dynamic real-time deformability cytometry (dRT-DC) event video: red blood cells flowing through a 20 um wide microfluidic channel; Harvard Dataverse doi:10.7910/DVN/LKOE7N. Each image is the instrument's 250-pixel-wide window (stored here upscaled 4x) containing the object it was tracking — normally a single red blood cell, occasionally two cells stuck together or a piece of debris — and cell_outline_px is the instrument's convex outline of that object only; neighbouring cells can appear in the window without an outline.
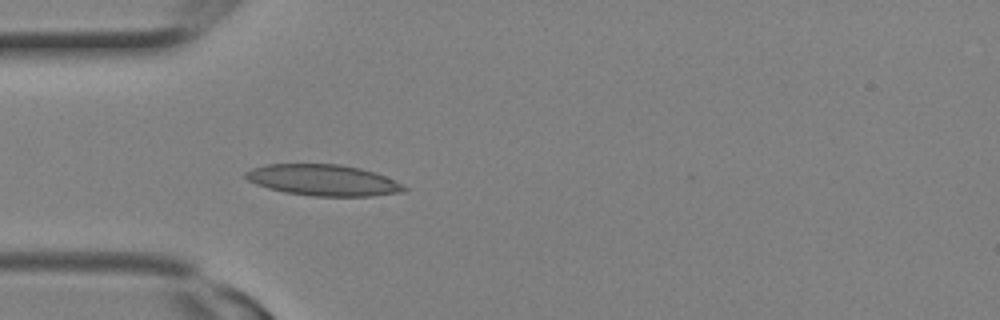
{"species": "Egyptian fruit bat (a non-hibernating species)", "species_latin": "Rousettus aegyptiacus", "temperature_condition": "room temperature", "stored_images_in_passage": 2, "camera_frame_rate_fps": 3000, "um_per_image_px": 0.085, "animal": {"sex": "female"}, "frame": {"image": 1, "passage_image": 2, "time_ms": 0.333, "image_size_px": [1000, 320], "cell_outline_px": [[408, 188], [404, 192], [372, 196], [312, 196], [284, 192], [268, 188], [256, 184], [248, 180], [244, 176], [244, 172], [252, 168], [268, 164], [340, 164], [360, 168], [384, 176]], "centroid_in_image_um": [27.43, 15.31], "position_along_channel_um": 57.6, "area_um2": 28.61}}